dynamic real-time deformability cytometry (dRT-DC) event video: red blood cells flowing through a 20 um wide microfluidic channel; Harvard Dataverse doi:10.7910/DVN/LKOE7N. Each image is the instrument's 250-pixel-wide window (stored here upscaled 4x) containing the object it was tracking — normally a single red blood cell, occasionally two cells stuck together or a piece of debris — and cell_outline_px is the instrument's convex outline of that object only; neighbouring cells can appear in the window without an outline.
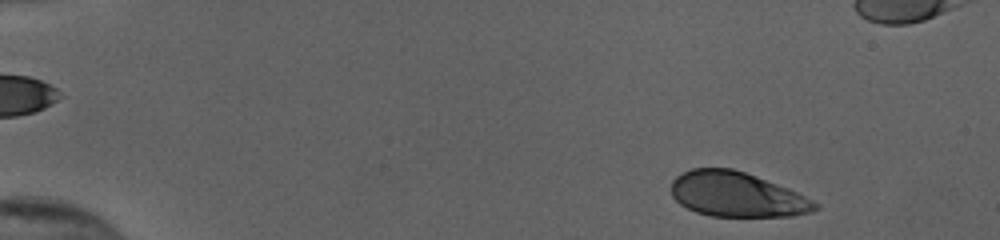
{"species": "human", "species_latin": "Homo sapiens", "temperature_condition": "cold", "stored_images_in_passage": 49, "camera_frame_rate_fps": 3000, "um_per_image_px": 0.085, "donor": {"sex": "female"}, "frame": {"image": 1, "passage_image": 2, "time_ms": 0.333, "image_size_px": [1000, 240], "cell_outline_px": [[820, 208], [812, 212], [792, 216], [712, 216], [696, 212], [680, 204], [672, 196], [672, 180], [676, 176], [692, 168], [732, 168], [756, 176], [788, 188], [820, 204]], "centroid_in_image_um": [62.64, 16.53], "position_along_channel_um": 22.4, "area_um2": 37.45}}
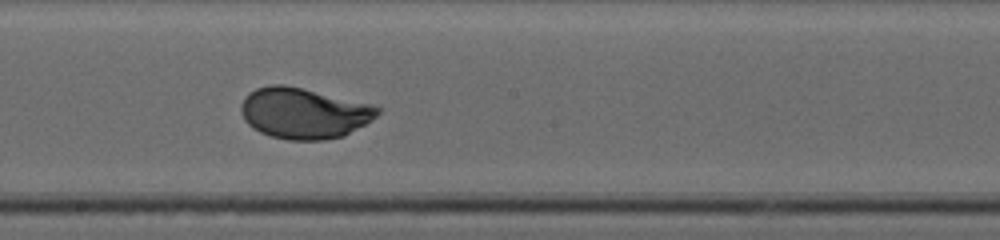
{"frame": {"image": 2, "passage_image": 27, "time_ms": 8.667, "image_size_px": [1000, 240], "cell_outline_px": [[380, 112], [372, 120], [344, 136], [324, 140], [288, 140], [272, 136], [260, 132], [252, 128], [244, 120], [240, 112], [240, 104], [244, 96], [248, 92], [256, 88], [272, 84], [284, 84], [368, 104], [380, 108]], "centroid_in_image_um": [25.76, 9.62], "position_along_channel_um": 222.4, "area_um2": 40.29}}
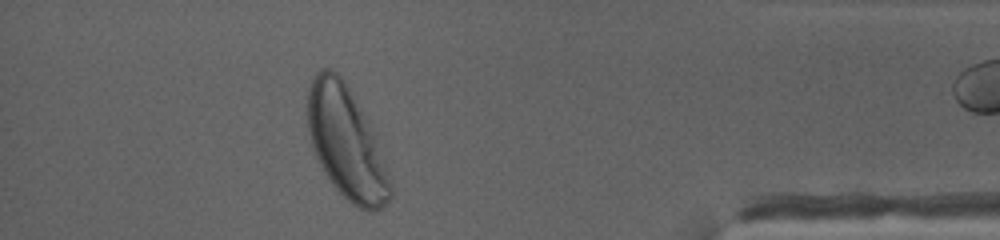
{"frame": {"image": 3, "passage_image": 44, "time_ms": 14.333, "image_size_px": [1000, 240], "cell_outline_px": [[392, 196], [380, 208], [368, 212], [352, 204], [332, 184], [324, 172], [316, 156], [312, 144], [308, 128], [308, 88], [312, 76], [320, 68], [332, 68], [344, 80], [352, 92], [368, 120], [376, 136], [392, 184]], "centroid_in_image_um": [29.44, 12.11], "position_along_channel_um": 405.8, "area_um2": 53.87}, "authors_computed_cell_mechanics": {"area_um2": 40.0554, "velocity_mm_per_s": 3.8411, "shape_relaxation_time_tau1_ms": 3.5118, "shape_relaxation_time_tau2_ms": null, "deformation_change_tau1": 0.1868, "deformation_change_tau2": null}}